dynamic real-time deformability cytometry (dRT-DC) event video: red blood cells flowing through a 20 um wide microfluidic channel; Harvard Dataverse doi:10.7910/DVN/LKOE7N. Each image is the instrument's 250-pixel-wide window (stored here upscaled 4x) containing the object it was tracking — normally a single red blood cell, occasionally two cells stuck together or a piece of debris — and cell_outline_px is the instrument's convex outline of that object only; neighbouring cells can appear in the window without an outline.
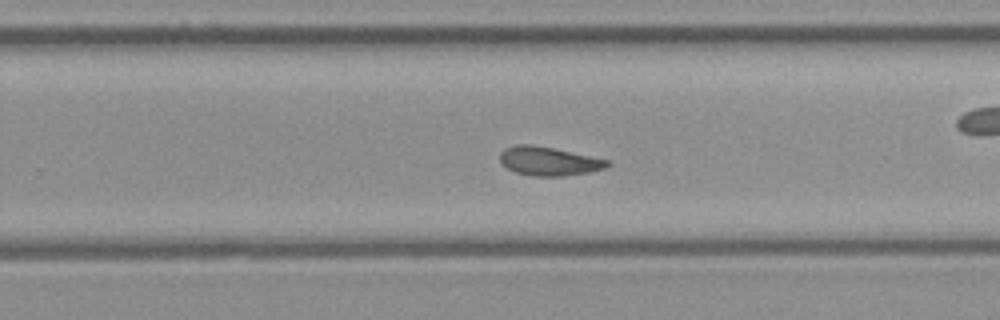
{"species": "common noctule bat (a hibernating species)", "species_latin": "Nyctalus noctula", "temperature_condition": "cold", "stored_images_in_passage": 44, "camera_frame_rate_fps": 3000, "um_per_image_px": 0.085, "animal": {"sex": "female", "body_mass_g": 21.9}, "frame": {"image": 1, "passage_image": 26, "time_ms": 8.333, "image_size_px": [1000, 320], "cell_outline_px": [[612, 164], [604, 168], [588, 172], [564, 176], [532, 176], [516, 172], [500, 164], [500, 152], [504, 148], [516, 144], [532, 144], [552, 148], [608, 160]], "centroid_in_image_um": [46.59, 13.7], "position_along_channel_um": 283.2, "area_um2": 17.92}}
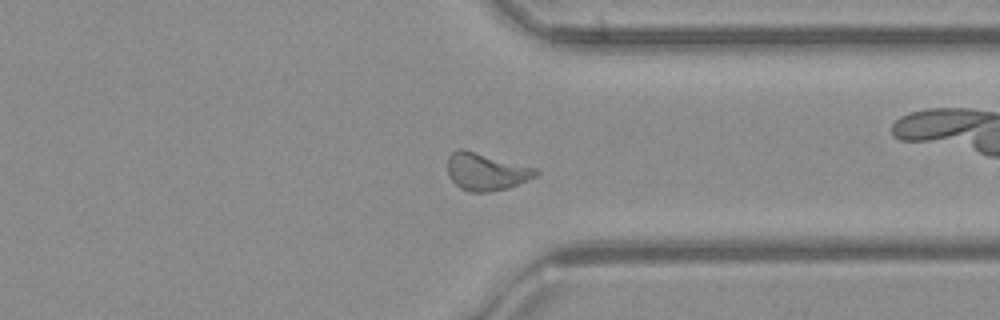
{"frame": {"image": 2, "passage_image": 32, "time_ms": 10.333, "image_size_px": [1000, 320], "cell_outline_px": [[540, 172], [536, 176], [528, 180], [508, 188], [488, 192], [468, 192], [460, 188], [452, 180], [448, 172], [448, 156], [456, 148], [464, 148], [536, 168]], "centroid_in_image_um": [41.31, 14.58], "position_along_channel_um": 370.1, "area_um2": 19.36}}